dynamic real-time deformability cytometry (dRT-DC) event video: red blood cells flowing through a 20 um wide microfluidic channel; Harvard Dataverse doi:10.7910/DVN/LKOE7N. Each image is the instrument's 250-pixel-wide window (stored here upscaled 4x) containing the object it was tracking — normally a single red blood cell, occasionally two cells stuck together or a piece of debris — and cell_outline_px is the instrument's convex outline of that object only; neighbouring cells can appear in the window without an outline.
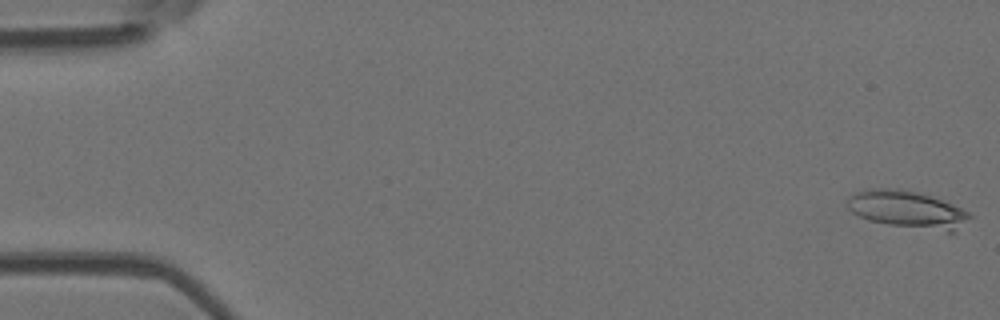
{"species": "Egyptian fruit bat (a non-hibernating species)", "species_latin": "Rousettus aegyptiacus", "temperature_condition": "room temperature", "stored_images_in_passage": 11, "camera_frame_rate_fps": 3000, "um_per_image_px": 0.085, "animal": {"sex": "female"}, "frame": {"image": 1, "passage_image": 1, "time_ms": 0.0, "image_size_px": [1000, 320], "cell_outline_px": [[972, 216], [952, 232], [948, 232], [888, 224], [868, 220], [852, 212], [848, 208], [844, 200], [852, 192], [864, 188], [900, 188], [916, 192], [952, 204], [968, 212]], "centroid_in_image_um": [77.01, 17.78], "position_along_channel_um": 8.0, "area_um2": 26.53}}